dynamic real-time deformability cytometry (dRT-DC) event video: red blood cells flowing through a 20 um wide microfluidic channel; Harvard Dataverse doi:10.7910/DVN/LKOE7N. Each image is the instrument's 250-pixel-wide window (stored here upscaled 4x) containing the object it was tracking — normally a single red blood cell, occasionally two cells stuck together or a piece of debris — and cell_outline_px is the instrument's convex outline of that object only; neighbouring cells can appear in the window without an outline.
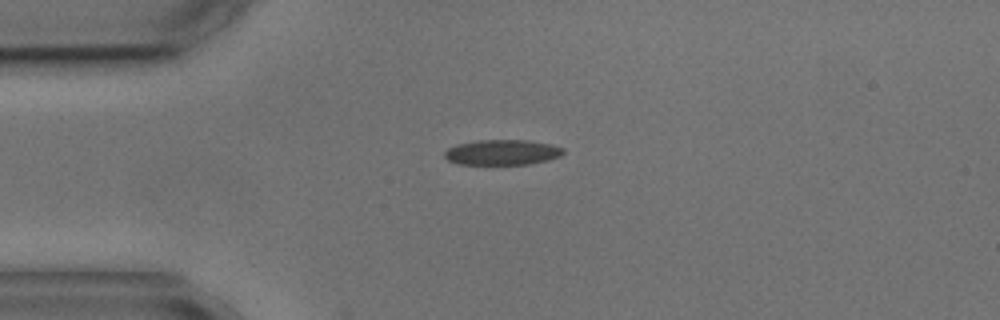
{"species": "common noctule bat (a hibernating species)", "species_latin": "Nyctalus noctula", "temperature_condition": "cold", "stored_images_in_passage": 1, "camera_frame_rate_fps": 3000, "um_per_image_px": 0.085, "animal": {"sex": "male", "body_mass_g": 17.9, "forearm_length_mm": 54.2}, "frame": {"image": 1, "passage_image": 1, "time_ms": 0.0, "image_size_px": [1000, 320], "cell_outline_px": [[564, 152], [560, 156], [548, 160], [528, 164], [460, 164], [448, 160], [444, 156], [444, 152], [448, 148], [456, 144], [476, 140], [528, 140], [552, 144], [564, 148]], "centroid_in_image_um": [42.69, 12.94], "position_along_channel_um": 42.3, "area_um2": 17.57}}